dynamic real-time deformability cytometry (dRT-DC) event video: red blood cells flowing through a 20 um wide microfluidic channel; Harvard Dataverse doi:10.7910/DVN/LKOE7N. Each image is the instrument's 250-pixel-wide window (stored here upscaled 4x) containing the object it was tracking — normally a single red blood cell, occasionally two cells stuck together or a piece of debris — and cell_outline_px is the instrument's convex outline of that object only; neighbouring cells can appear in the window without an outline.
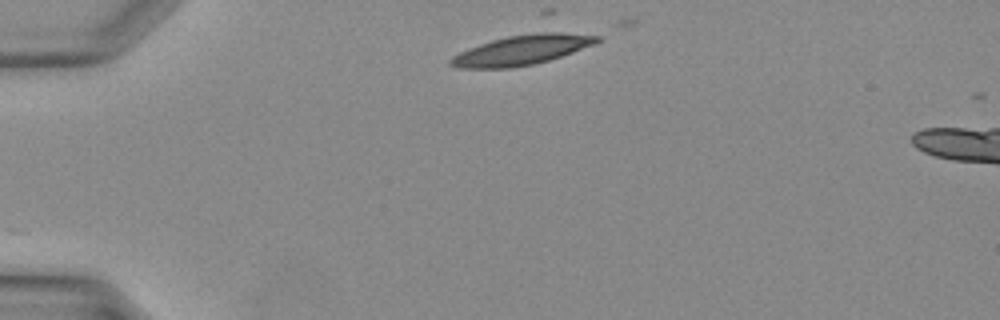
{"species": "Egyptian fruit bat (a non-hibernating species)", "species_latin": "Rousettus aegyptiacus", "temperature_condition": "warm", "stored_images_in_passage": 3, "camera_frame_rate_fps": 3000, "um_per_image_px": 0.085, "animal": {"sex": "female"}, "frame": {"image": 1, "passage_image": 1, "time_ms": 0.0, "image_size_px": [1000, 320], "cell_outline_px": [[600, 40], [596, 44], [548, 60], [532, 64], [512, 68], [456, 68], [448, 64], [448, 60], [452, 56], [468, 48], [492, 40], [508, 36], [548, 28], [552, 28], [600, 36]], "centroid_in_image_um": [44.44, 4.19], "position_along_channel_um": 40.6, "area_um2": 26.41}}